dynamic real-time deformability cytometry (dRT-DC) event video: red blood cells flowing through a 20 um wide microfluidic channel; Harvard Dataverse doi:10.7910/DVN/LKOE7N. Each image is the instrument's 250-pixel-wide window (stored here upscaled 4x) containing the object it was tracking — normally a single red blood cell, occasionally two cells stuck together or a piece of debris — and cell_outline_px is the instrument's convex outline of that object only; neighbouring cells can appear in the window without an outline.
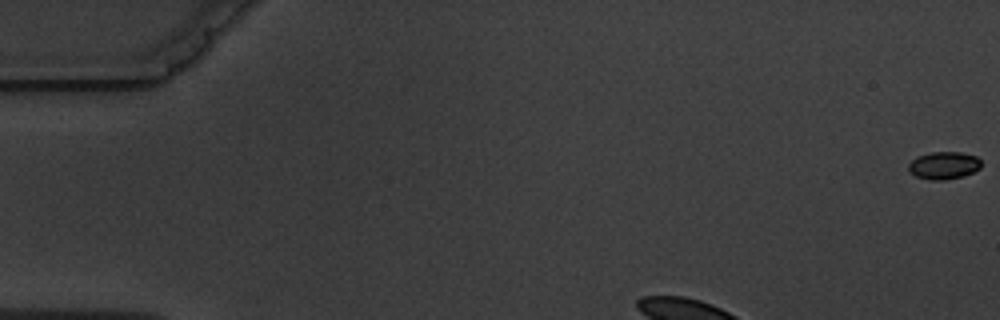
{"species": "common noctule bat (a hibernating species)", "species_latin": "Nyctalus noctula", "temperature_condition": "warm", "stored_images_in_passage": 14, "segment_of_instrument_passage": [1, 2], "camera_frame_rate_fps": 3000, "um_per_image_px": 0.085, "animal": {"sex": "male", "body_mass_g": 19.5, "forearm_length_mm": 54.6}, "frame": {"image": 1, "passage_image": 1, "time_ms": 0.0, "image_size_px": [1000, 320], "cell_outline_px": [[980, 168], [964, 176], [944, 180], [928, 180], [916, 176], [908, 168], [908, 164], [916, 156], [932, 152], [960, 152], [976, 156], [980, 160]], "centroid_in_image_um": [80.21, 14.06], "position_along_channel_um": 4.8, "area_um2": 11.62}}